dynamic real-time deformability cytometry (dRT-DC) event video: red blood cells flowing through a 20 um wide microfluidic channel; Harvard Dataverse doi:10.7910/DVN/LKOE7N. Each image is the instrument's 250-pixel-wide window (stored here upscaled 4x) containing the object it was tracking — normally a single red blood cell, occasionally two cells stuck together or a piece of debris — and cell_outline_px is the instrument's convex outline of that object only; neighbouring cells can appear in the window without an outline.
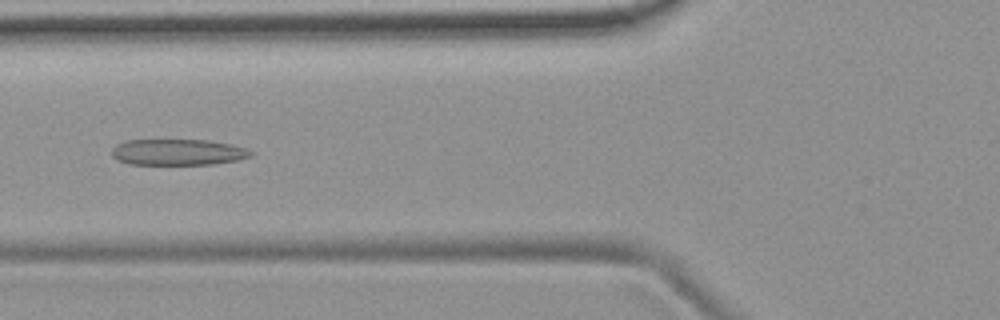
{"species": "common noctule bat (a hibernating species)", "species_latin": "Nyctalus noctula", "temperature_condition": "room temperature", "stored_images_in_passage": 33, "camera_frame_rate_fps": 3000, "um_per_image_px": 0.085, "animal": {"sex": "female", "body_mass_g": 19.9}, "frame": {"image": 1, "passage_image": 19, "time_ms": 6.0, "image_size_px": [1000, 320], "cell_outline_px": [[256, 152], [252, 156], [236, 160], [212, 164], [128, 164], [116, 160], [112, 156], [112, 148], [116, 144], [128, 140], [208, 140], [228, 144], [244, 148]], "centroid_in_image_um": [15.09, 12.93], "position_along_channel_um": 110.7, "area_um2": 21.1}}
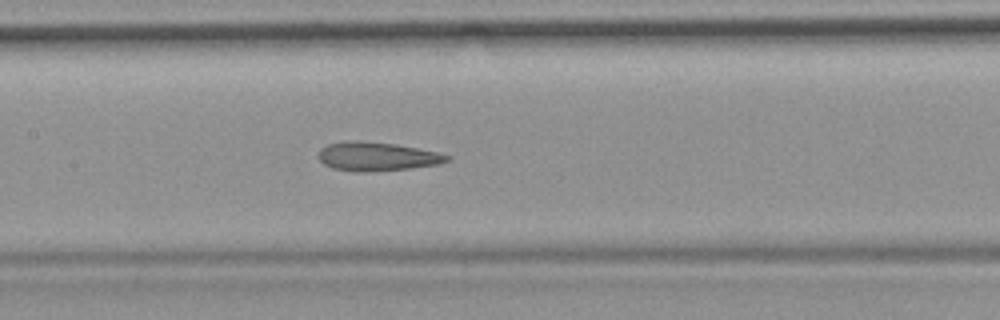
{"frame": {"image": 2, "passage_image": 24, "time_ms": 7.667, "image_size_px": [1000, 320], "cell_outline_px": [[452, 160], [440, 164], [408, 168], [360, 172], [356, 172], [332, 168], [324, 164], [320, 160], [320, 148], [328, 144], [348, 140], [396, 144], [436, 152], [452, 156]], "centroid_in_image_um": [32.06, 13.3], "position_along_channel_um": 175.3, "area_um2": 21.33}}